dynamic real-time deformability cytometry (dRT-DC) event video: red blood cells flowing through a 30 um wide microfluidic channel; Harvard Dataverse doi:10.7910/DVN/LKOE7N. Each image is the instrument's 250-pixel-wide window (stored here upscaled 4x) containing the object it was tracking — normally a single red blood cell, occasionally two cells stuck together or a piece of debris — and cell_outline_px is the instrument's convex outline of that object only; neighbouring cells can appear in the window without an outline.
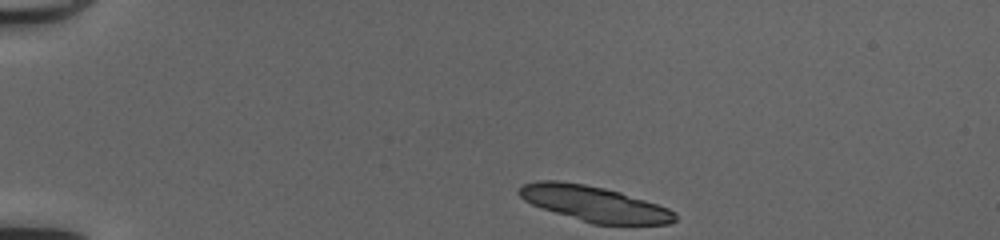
{"species": "common noctule bat (a hibernating species)", "species_latin": "Nyctalus noctula", "temperature_condition": "cold", "stored_images_in_passage": 40, "segment_of_instrument_passage": [1, 2], "camera_frame_rate_fps": 3000, "um_per_image_px": 0.085, "animal": {"sex": "female", "body_mass_g": 20.0, "forearm_length_mm": 54.0}, "frame": {"image": 1, "passage_image": 1, "time_ms": 0.0, "image_size_px": [1000, 240], "cell_outline_px": [[676, 220], [668, 224], [592, 224], [532, 204], [524, 200], [516, 192], [524, 184], [536, 180], [560, 180], [584, 184], [604, 188], [620, 192], [668, 208], [676, 212]], "centroid_in_image_um": [50.5, 17.31], "position_along_channel_um": 34.5, "area_um2": 31.85}}